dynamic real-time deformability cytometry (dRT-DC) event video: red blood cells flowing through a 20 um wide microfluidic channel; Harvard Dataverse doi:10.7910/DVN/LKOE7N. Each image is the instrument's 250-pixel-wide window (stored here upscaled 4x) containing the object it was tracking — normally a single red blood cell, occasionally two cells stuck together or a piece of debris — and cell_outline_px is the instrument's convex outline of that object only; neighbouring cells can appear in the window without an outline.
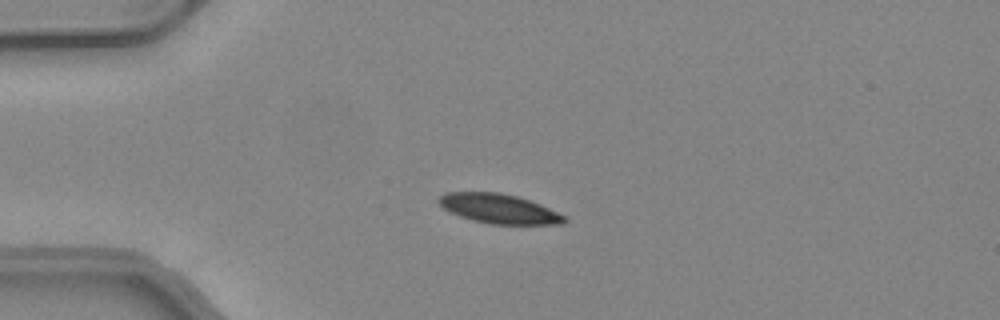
{"species": "common noctule bat (a hibernating species)", "species_latin": "Nyctalus noctula", "temperature_condition": "warm", "stored_images_in_passage": 31, "camera_frame_rate_fps": 3000, "um_per_image_px": 0.085, "animal": {"sex": "female", "body_mass_g": 24.6, "forearm_length_mm": 56.2}, "frame": {"image": 1, "passage_image": 1, "time_ms": 0.0, "image_size_px": [1000, 320], "cell_outline_px": [[568, 220], [564, 224], [488, 224], [472, 220], [460, 216], [444, 208], [436, 200], [444, 192], [500, 192], [516, 196], [540, 204], [564, 216]], "centroid_in_image_um": [42.39, 17.74], "position_along_channel_um": 42.6, "area_um2": 21.44}}
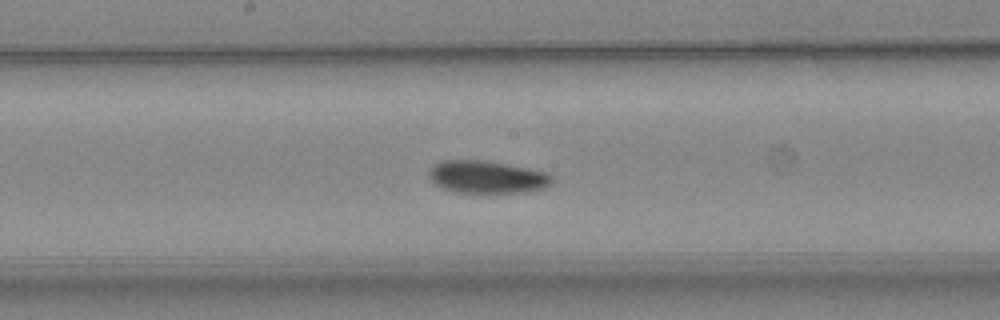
{"frame": {"image": 2, "passage_image": 15, "time_ms": 4.667, "image_size_px": [1000, 320], "cell_outline_px": [[552, 184], [544, 188], [524, 192], [456, 192], [444, 188], [436, 184], [428, 176], [428, 172], [432, 164], [440, 160], [484, 160], [528, 168], [548, 172], [552, 176]], "centroid_in_image_um": [41.39, 15.03], "position_along_channel_um": 206.8, "area_um2": 23.35}}
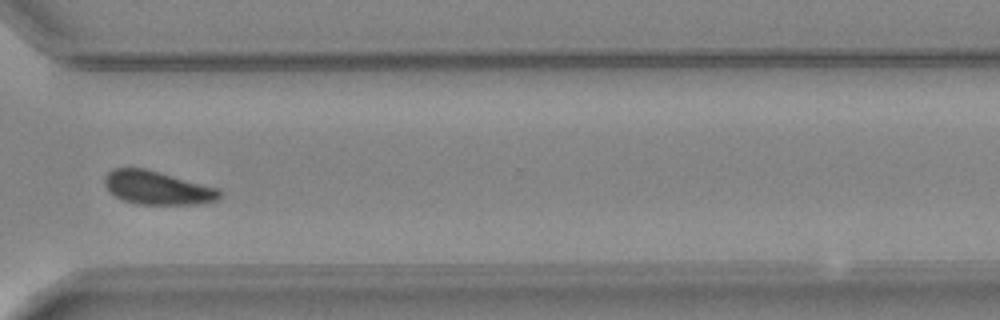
{"frame": {"image": 3, "passage_image": 26, "time_ms": 8.333, "image_size_px": [1000, 320], "cell_outline_px": [[224, 196], [216, 200], [196, 204], [136, 204], [124, 200], [108, 192], [104, 184], [104, 176], [112, 168], [144, 168], [220, 188], [224, 192]], "centroid_in_image_um": [13.39, 15.96], "position_along_channel_um": 357.2, "area_um2": 22.66}, "authors_computed_cell_mechanics": {"area_um2": 23.0622, "velocity_mm_per_s": 4.1198, "shape_relaxation_time_tau1_ms": 2.8003, "shape_relaxation_time_tau2_ms": null, "deformation_change_tau1": 0.0931, "deformation_change_tau2": null}}